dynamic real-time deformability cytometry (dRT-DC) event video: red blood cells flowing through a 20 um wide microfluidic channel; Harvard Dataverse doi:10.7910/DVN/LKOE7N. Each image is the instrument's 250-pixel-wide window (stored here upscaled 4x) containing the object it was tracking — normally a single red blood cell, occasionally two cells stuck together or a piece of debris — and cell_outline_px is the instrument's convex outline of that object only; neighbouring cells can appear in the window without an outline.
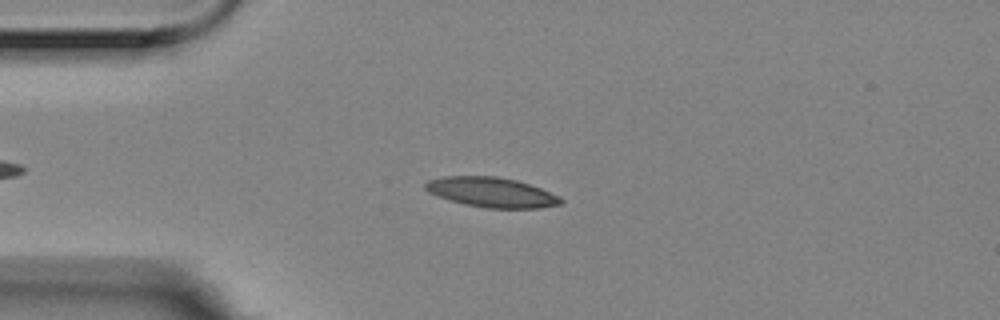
{"species": "Egyptian fruit bat (a non-hibernating species)", "species_latin": "Rousettus aegyptiacus", "temperature_condition": "room temperature", "stored_images_in_passage": 7, "camera_frame_rate_fps": 3000, "um_per_image_px": 0.085, "animal": {"sex": "female"}, "frame": {"image": 1, "passage_image": 3, "time_ms": 0.667, "image_size_px": [1000, 320], "cell_outline_px": [[564, 200], [560, 204], [540, 208], [488, 208], [464, 204], [428, 192], [424, 188], [424, 184], [428, 180], [444, 176], [496, 176], [516, 180], [540, 188], [560, 196]], "centroid_in_image_um": [41.79, 16.34], "position_along_channel_um": 43.2, "area_um2": 23.41}}
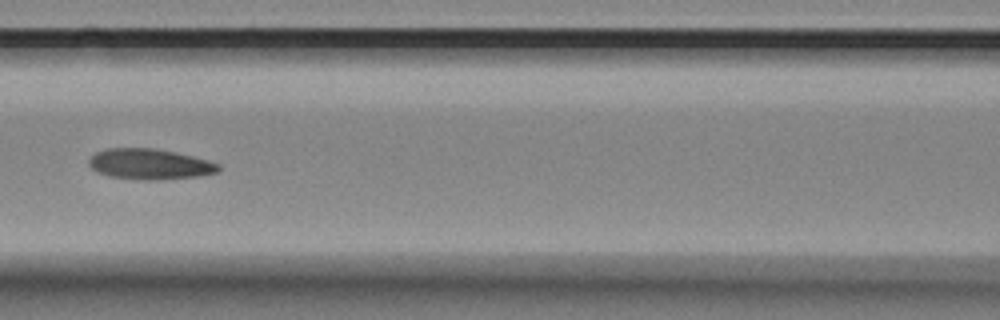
{"frame": {"image": 2, "passage_image": 6, "time_ms": 1.667, "image_size_px": [1000, 320], "cell_outline_px": [[220, 168], [216, 172], [200, 176], [148, 180], [112, 176], [96, 172], [88, 164], [88, 160], [96, 152], [108, 148], [152, 148], [176, 152], [208, 160], [220, 164]], "centroid_in_image_um": [12.72, 13.94], "position_along_channel_um": 153.9, "area_um2": 22.83}}
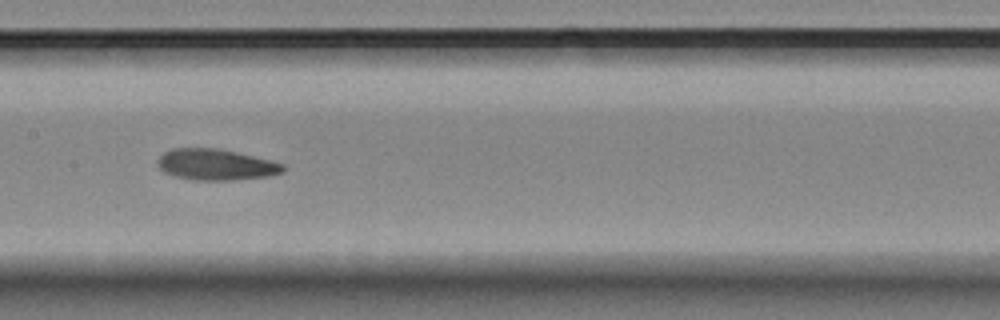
{"frame": {"image": 3, "passage_image": 7, "time_ms": 2.0, "image_size_px": [1000, 320], "cell_outline_px": [[284, 172], [268, 176], [228, 180], [192, 180], [176, 176], [164, 172], [156, 164], [156, 160], [164, 152], [172, 148], [216, 148], [236, 152], [284, 164]], "centroid_in_image_um": [18.3, 13.99], "position_along_channel_um": 189.1, "area_um2": 22.54}}